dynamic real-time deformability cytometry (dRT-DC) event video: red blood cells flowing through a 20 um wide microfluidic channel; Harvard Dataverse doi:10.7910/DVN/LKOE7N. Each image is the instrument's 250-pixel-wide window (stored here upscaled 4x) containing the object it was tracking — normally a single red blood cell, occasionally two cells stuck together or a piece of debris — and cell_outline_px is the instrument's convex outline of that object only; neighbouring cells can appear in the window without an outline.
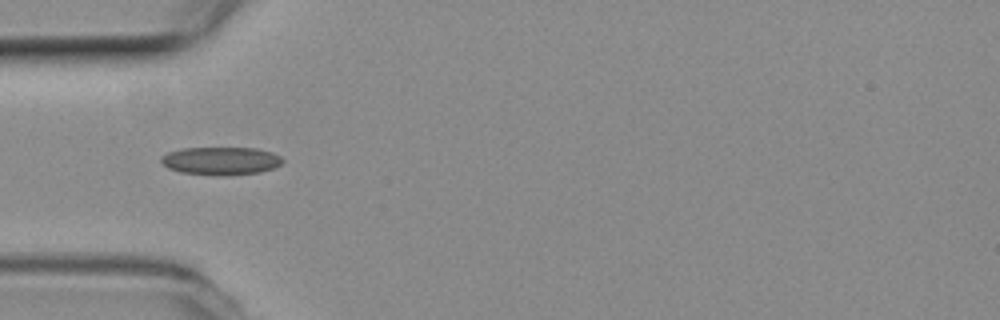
{"species": "common noctule bat (a hibernating species)", "species_latin": "Nyctalus noctula", "temperature_condition": "room temperature", "stored_images_in_passage": 39, "camera_frame_rate_fps": 3000, "um_per_image_px": 0.085, "animal": {"sex": "female", "body_mass_g": 19.3, "forearm_length_mm": 54.1}, "frame": {"image": 1, "passage_image": 2, "time_ms": 0.333, "image_size_px": [1000, 320], "cell_outline_px": [[284, 160], [280, 164], [272, 168], [260, 172], [224, 176], [180, 172], [168, 168], [160, 160], [160, 156], [168, 152], [184, 148], [256, 148], [272, 152], [280, 156]], "centroid_in_image_um": [18.77, 13.67], "position_along_channel_um": 66.2, "area_um2": 19.77}}
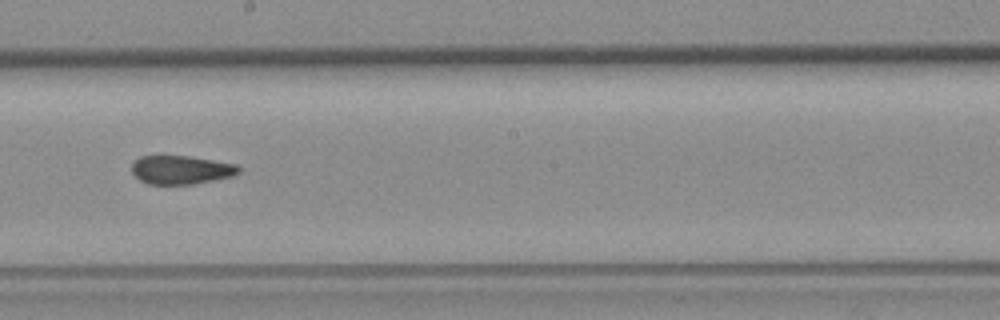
{"frame": {"image": 2, "passage_image": 15, "time_ms": 4.667, "image_size_px": [1000, 320], "cell_outline_px": [[240, 172], [232, 176], [216, 180], [192, 184], [148, 184], [140, 180], [132, 172], [132, 164], [140, 156], [188, 156], [236, 164], [240, 168]], "centroid_in_image_um": [15.4, 14.44], "position_along_channel_um": 232.8, "area_um2": 17.74}}
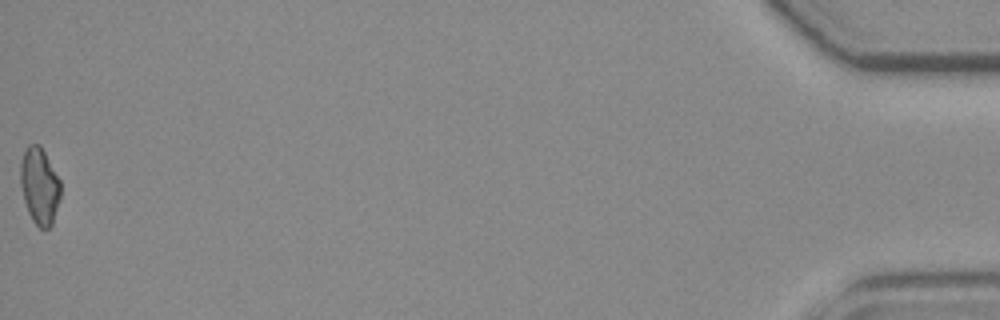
{"frame": {"image": 3, "passage_image": 39, "time_ms": 12.667, "image_size_px": [1000, 320], "cell_outline_px": [[60, 200], [52, 224], [48, 228], [40, 228], [32, 220], [28, 212], [24, 200], [20, 184], [20, 164], [24, 152], [28, 144], [40, 144], [60, 180]], "centroid_in_image_um": [3.36, 15.8], "position_along_channel_um": 431.8, "area_um2": 17.92}, "authors_computed_cell_mechanics": {"area_um2": 18.6116, "velocity_mm_per_s": 3.8348, "shape_relaxation_time_tau1_ms": null, "shape_relaxation_time_tau2_ms": 1.6789, "deformation_change_tau1": null, "deformation_change_tau2": 0.092}}